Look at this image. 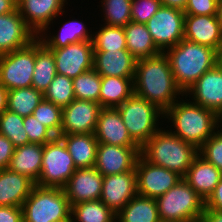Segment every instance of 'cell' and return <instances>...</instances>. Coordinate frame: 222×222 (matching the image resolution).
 Returning a JSON list of instances; mask_svg holds the SVG:
<instances>
[{
	"label": "cell",
	"instance_id": "6da1fadb",
	"mask_svg": "<svg viewBox=\"0 0 222 222\" xmlns=\"http://www.w3.org/2000/svg\"><path fill=\"white\" fill-rule=\"evenodd\" d=\"M134 94L155 104L165 112L184 96L176 85L169 60L164 52L136 60ZM178 96V97H177Z\"/></svg>",
	"mask_w": 222,
	"mask_h": 222
},
{
	"label": "cell",
	"instance_id": "7a4b0ae2",
	"mask_svg": "<svg viewBox=\"0 0 222 222\" xmlns=\"http://www.w3.org/2000/svg\"><path fill=\"white\" fill-rule=\"evenodd\" d=\"M188 99L177 100L164 112V118L171 121L176 129L170 132L183 141L199 149L219 128V116L208 108H204Z\"/></svg>",
	"mask_w": 222,
	"mask_h": 222
},
{
	"label": "cell",
	"instance_id": "3957f363",
	"mask_svg": "<svg viewBox=\"0 0 222 222\" xmlns=\"http://www.w3.org/2000/svg\"><path fill=\"white\" fill-rule=\"evenodd\" d=\"M217 51L186 39L164 51L176 85L185 93L205 72L216 66Z\"/></svg>",
	"mask_w": 222,
	"mask_h": 222
},
{
	"label": "cell",
	"instance_id": "277c9868",
	"mask_svg": "<svg viewBox=\"0 0 222 222\" xmlns=\"http://www.w3.org/2000/svg\"><path fill=\"white\" fill-rule=\"evenodd\" d=\"M162 129L141 147L140 155L152 165L167 168L183 178L198 155V149Z\"/></svg>",
	"mask_w": 222,
	"mask_h": 222
},
{
	"label": "cell",
	"instance_id": "5b68a950",
	"mask_svg": "<svg viewBox=\"0 0 222 222\" xmlns=\"http://www.w3.org/2000/svg\"><path fill=\"white\" fill-rule=\"evenodd\" d=\"M22 209L23 222H70L71 206L63 188L35 185Z\"/></svg>",
	"mask_w": 222,
	"mask_h": 222
},
{
	"label": "cell",
	"instance_id": "8992f818",
	"mask_svg": "<svg viewBox=\"0 0 222 222\" xmlns=\"http://www.w3.org/2000/svg\"><path fill=\"white\" fill-rule=\"evenodd\" d=\"M132 140L141 148L159 128L164 112L155 104L133 94L116 107Z\"/></svg>",
	"mask_w": 222,
	"mask_h": 222
},
{
	"label": "cell",
	"instance_id": "52a82bcc",
	"mask_svg": "<svg viewBox=\"0 0 222 222\" xmlns=\"http://www.w3.org/2000/svg\"><path fill=\"white\" fill-rule=\"evenodd\" d=\"M159 219L200 222L205 201L182 178L165 194L156 198Z\"/></svg>",
	"mask_w": 222,
	"mask_h": 222
},
{
	"label": "cell",
	"instance_id": "ba28073f",
	"mask_svg": "<svg viewBox=\"0 0 222 222\" xmlns=\"http://www.w3.org/2000/svg\"><path fill=\"white\" fill-rule=\"evenodd\" d=\"M76 169L64 142L55 137L43 145L41 173L35 185L63 188Z\"/></svg>",
	"mask_w": 222,
	"mask_h": 222
},
{
	"label": "cell",
	"instance_id": "9c48e42d",
	"mask_svg": "<svg viewBox=\"0 0 222 222\" xmlns=\"http://www.w3.org/2000/svg\"><path fill=\"white\" fill-rule=\"evenodd\" d=\"M35 66V40L24 48L0 55V83L7 89L30 87Z\"/></svg>",
	"mask_w": 222,
	"mask_h": 222
},
{
	"label": "cell",
	"instance_id": "30bf717a",
	"mask_svg": "<svg viewBox=\"0 0 222 222\" xmlns=\"http://www.w3.org/2000/svg\"><path fill=\"white\" fill-rule=\"evenodd\" d=\"M185 13L183 10L161 6L146 22L155 45L164 52L184 38Z\"/></svg>",
	"mask_w": 222,
	"mask_h": 222
},
{
	"label": "cell",
	"instance_id": "8fae6325",
	"mask_svg": "<svg viewBox=\"0 0 222 222\" xmlns=\"http://www.w3.org/2000/svg\"><path fill=\"white\" fill-rule=\"evenodd\" d=\"M135 172L138 195L154 199L165 194L182 179L167 168L152 165L141 155L137 159Z\"/></svg>",
	"mask_w": 222,
	"mask_h": 222
},
{
	"label": "cell",
	"instance_id": "7c38bea8",
	"mask_svg": "<svg viewBox=\"0 0 222 222\" xmlns=\"http://www.w3.org/2000/svg\"><path fill=\"white\" fill-rule=\"evenodd\" d=\"M52 51L56 73L71 79L93 68V41H81L61 48H48Z\"/></svg>",
	"mask_w": 222,
	"mask_h": 222
},
{
	"label": "cell",
	"instance_id": "4fadbf2b",
	"mask_svg": "<svg viewBox=\"0 0 222 222\" xmlns=\"http://www.w3.org/2000/svg\"><path fill=\"white\" fill-rule=\"evenodd\" d=\"M65 3L67 0H17V8L27 26L39 36L47 34L50 23L65 12Z\"/></svg>",
	"mask_w": 222,
	"mask_h": 222
},
{
	"label": "cell",
	"instance_id": "5bb4252c",
	"mask_svg": "<svg viewBox=\"0 0 222 222\" xmlns=\"http://www.w3.org/2000/svg\"><path fill=\"white\" fill-rule=\"evenodd\" d=\"M101 109L99 103L74 99L62 109L60 134H94Z\"/></svg>",
	"mask_w": 222,
	"mask_h": 222
},
{
	"label": "cell",
	"instance_id": "9a60e30c",
	"mask_svg": "<svg viewBox=\"0 0 222 222\" xmlns=\"http://www.w3.org/2000/svg\"><path fill=\"white\" fill-rule=\"evenodd\" d=\"M139 146H117L99 143L94 168L103 176L135 170Z\"/></svg>",
	"mask_w": 222,
	"mask_h": 222
},
{
	"label": "cell",
	"instance_id": "2e32d148",
	"mask_svg": "<svg viewBox=\"0 0 222 222\" xmlns=\"http://www.w3.org/2000/svg\"><path fill=\"white\" fill-rule=\"evenodd\" d=\"M137 194L135 170L103 177L100 200L114 213L117 214Z\"/></svg>",
	"mask_w": 222,
	"mask_h": 222
},
{
	"label": "cell",
	"instance_id": "e0dca14e",
	"mask_svg": "<svg viewBox=\"0 0 222 222\" xmlns=\"http://www.w3.org/2000/svg\"><path fill=\"white\" fill-rule=\"evenodd\" d=\"M103 177L94 167L76 169L63 187L70 206L83 201L100 200Z\"/></svg>",
	"mask_w": 222,
	"mask_h": 222
},
{
	"label": "cell",
	"instance_id": "ac0fdd59",
	"mask_svg": "<svg viewBox=\"0 0 222 222\" xmlns=\"http://www.w3.org/2000/svg\"><path fill=\"white\" fill-rule=\"evenodd\" d=\"M192 102L213 110L218 116L222 113V72L217 66L205 72L188 90ZM192 97H191V96Z\"/></svg>",
	"mask_w": 222,
	"mask_h": 222
},
{
	"label": "cell",
	"instance_id": "d6986e66",
	"mask_svg": "<svg viewBox=\"0 0 222 222\" xmlns=\"http://www.w3.org/2000/svg\"><path fill=\"white\" fill-rule=\"evenodd\" d=\"M36 38L18 8L11 13L0 15V55L24 48Z\"/></svg>",
	"mask_w": 222,
	"mask_h": 222
},
{
	"label": "cell",
	"instance_id": "ffe728a7",
	"mask_svg": "<svg viewBox=\"0 0 222 222\" xmlns=\"http://www.w3.org/2000/svg\"><path fill=\"white\" fill-rule=\"evenodd\" d=\"M184 39L218 51L222 47V27L217 15H185Z\"/></svg>",
	"mask_w": 222,
	"mask_h": 222
},
{
	"label": "cell",
	"instance_id": "44dd1931",
	"mask_svg": "<svg viewBox=\"0 0 222 222\" xmlns=\"http://www.w3.org/2000/svg\"><path fill=\"white\" fill-rule=\"evenodd\" d=\"M94 135L99 143L138 146L129 135L116 108H102L100 110Z\"/></svg>",
	"mask_w": 222,
	"mask_h": 222
},
{
	"label": "cell",
	"instance_id": "7402d4cb",
	"mask_svg": "<svg viewBox=\"0 0 222 222\" xmlns=\"http://www.w3.org/2000/svg\"><path fill=\"white\" fill-rule=\"evenodd\" d=\"M136 60L127 49L94 51L93 69L100 76L134 77Z\"/></svg>",
	"mask_w": 222,
	"mask_h": 222
},
{
	"label": "cell",
	"instance_id": "603a6c76",
	"mask_svg": "<svg viewBox=\"0 0 222 222\" xmlns=\"http://www.w3.org/2000/svg\"><path fill=\"white\" fill-rule=\"evenodd\" d=\"M221 177L222 172L198 154L183 179L206 201Z\"/></svg>",
	"mask_w": 222,
	"mask_h": 222
},
{
	"label": "cell",
	"instance_id": "cb8c5ba5",
	"mask_svg": "<svg viewBox=\"0 0 222 222\" xmlns=\"http://www.w3.org/2000/svg\"><path fill=\"white\" fill-rule=\"evenodd\" d=\"M35 182L8 168L0 170V206L22 207Z\"/></svg>",
	"mask_w": 222,
	"mask_h": 222
},
{
	"label": "cell",
	"instance_id": "d4e9b609",
	"mask_svg": "<svg viewBox=\"0 0 222 222\" xmlns=\"http://www.w3.org/2000/svg\"><path fill=\"white\" fill-rule=\"evenodd\" d=\"M76 168L94 167L99 142L94 134H60Z\"/></svg>",
	"mask_w": 222,
	"mask_h": 222
},
{
	"label": "cell",
	"instance_id": "484cf974",
	"mask_svg": "<svg viewBox=\"0 0 222 222\" xmlns=\"http://www.w3.org/2000/svg\"><path fill=\"white\" fill-rule=\"evenodd\" d=\"M43 157V145L28 143L15 148L8 169L38 181Z\"/></svg>",
	"mask_w": 222,
	"mask_h": 222
},
{
	"label": "cell",
	"instance_id": "4316f807",
	"mask_svg": "<svg viewBox=\"0 0 222 222\" xmlns=\"http://www.w3.org/2000/svg\"><path fill=\"white\" fill-rule=\"evenodd\" d=\"M134 77L101 76L99 104L116 108L134 94Z\"/></svg>",
	"mask_w": 222,
	"mask_h": 222
},
{
	"label": "cell",
	"instance_id": "83f0119b",
	"mask_svg": "<svg viewBox=\"0 0 222 222\" xmlns=\"http://www.w3.org/2000/svg\"><path fill=\"white\" fill-rule=\"evenodd\" d=\"M127 50L136 58L154 57L162 51L155 45L146 24L130 22L123 27Z\"/></svg>",
	"mask_w": 222,
	"mask_h": 222
},
{
	"label": "cell",
	"instance_id": "f1b7e54d",
	"mask_svg": "<svg viewBox=\"0 0 222 222\" xmlns=\"http://www.w3.org/2000/svg\"><path fill=\"white\" fill-rule=\"evenodd\" d=\"M56 74L55 59L52 51L37 37L35 39V66L31 86L44 93Z\"/></svg>",
	"mask_w": 222,
	"mask_h": 222
},
{
	"label": "cell",
	"instance_id": "f546056e",
	"mask_svg": "<svg viewBox=\"0 0 222 222\" xmlns=\"http://www.w3.org/2000/svg\"><path fill=\"white\" fill-rule=\"evenodd\" d=\"M118 222H159L156 199L134 196L117 214Z\"/></svg>",
	"mask_w": 222,
	"mask_h": 222
},
{
	"label": "cell",
	"instance_id": "4dcf8cb0",
	"mask_svg": "<svg viewBox=\"0 0 222 222\" xmlns=\"http://www.w3.org/2000/svg\"><path fill=\"white\" fill-rule=\"evenodd\" d=\"M73 21H67L59 33L52 34H40L37 36L47 48H61L68 46L69 44L78 43L81 41L93 40V34L88 31L86 25L77 19ZM49 35V36H48ZM47 38V39H46Z\"/></svg>",
	"mask_w": 222,
	"mask_h": 222
},
{
	"label": "cell",
	"instance_id": "1f68e13d",
	"mask_svg": "<svg viewBox=\"0 0 222 222\" xmlns=\"http://www.w3.org/2000/svg\"><path fill=\"white\" fill-rule=\"evenodd\" d=\"M116 213L101 200L83 201L71 206V222H113Z\"/></svg>",
	"mask_w": 222,
	"mask_h": 222
},
{
	"label": "cell",
	"instance_id": "d6a6232c",
	"mask_svg": "<svg viewBox=\"0 0 222 222\" xmlns=\"http://www.w3.org/2000/svg\"><path fill=\"white\" fill-rule=\"evenodd\" d=\"M43 99V93L32 86L8 90L7 109L26 117L33 114Z\"/></svg>",
	"mask_w": 222,
	"mask_h": 222
},
{
	"label": "cell",
	"instance_id": "836d02e7",
	"mask_svg": "<svg viewBox=\"0 0 222 222\" xmlns=\"http://www.w3.org/2000/svg\"><path fill=\"white\" fill-rule=\"evenodd\" d=\"M0 134L7 137L15 148L30 143L24 129L23 117L8 109L0 115Z\"/></svg>",
	"mask_w": 222,
	"mask_h": 222
},
{
	"label": "cell",
	"instance_id": "e575fe53",
	"mask_svg": "<svg viewBox=\"0 0 222 222\" xmlns=\"http://www.w3.org/2000/svg\"><path fill=\"white\" fill-rule=\"evenodd\" d=\"M100 30L93 33L94 51L127 49L123 27L101 25Z\"/></svg>",
	"mask_w": 222,
	"mask_h": 222
},
{
	"label": "cell",
	"instance_id": "d590c367",
	"mask_svg": "<svg viewBox=\"0 0 222 222\" xmlns=\"http://www.w3.org/2000/svg\"><path fill=\"white\" fill-rule=\"evenodd\" d=\"M75 99L99 103L101 76L92 68L72 79Z\"/></svg>",
	"mask_w": 222,
	"mask_h": 222
},
{
	"label": "cell",
	"instance_id": "8d00e7d4",
	"mask_svg": "<svg viewBox=\"0 0 222 222\" xmlns=\"http://www.w3.org/2000/svg\"><path fill=\"white\" fill-rule=\"evenodd\" d=\"M43 95L46 101L63 109L75 99L72 79L65 75L56 74Z\"/></svg>",
	"mask_w": 222,
	"mask_h": 222
},
{
	"label": "cell",
	"instance_id": "74e56055",
	"mask_svg": "<svg viewBox=\"0 0 222 222\" xmlns=\"http://www.w3.org/2000/svg\"><path fill=\"white\" fill-rule=\"evenodd\" d=\"M105 25L124 27L131 19L132 0H102Z\"/></svg>",
	"mask_w": 222,
	"mask_h": 222
},
{
	"label": "cell",
	"instance_id": "f35d334b",
	"mask_svg": "<svg viewBox=\"0 0 222 222\" xmlns=\"http://www.w3.org/2000/svg\"><path fill=\"white\" fill-rule=\"evenodd\" d=\"M33 115L56 137L60 135L62 125V108L43 99L33 111Z\"/></svg>",
	"mask_w": 222,
	"mask_h": 222
},
{
	"label": "cell",
	"instance_id": "ab89813d",
	"mask_svg": "<svg viewBox=\"0 0 222 222\" xmlns=\"http://www.w3.org/2000/svg\"><path fill=\"white\" fill-rule=\"evenodd\" d=\"M198 154L222 172V130L218 129L198 149Z\"/></svg>",
	"mask_w": 222,
	"mask_h": 222
},
{
	"label": "cell",
	"instance_id": "60d3db41",
	"mask_svg": "<svg viewBox=\"0 0 222 222\" xmlns=\"http://www.w3.org/2000/svg\"><path fill=\"white\" fill-rule=\"evenodd\" d=\"M23 125L30 143L44 145L56 137L46 126L39 122L33 114L23 117Z\"/></svg>",
	"mask_w": 222,
	"mask_h": 222
},
{
	"label": "cell",
	"instance_id": "b9f144b4",
	"mask_svg": "<svg viewBox=\"0 0 222 222\" xmlns=\"http://www.w3.org/2000/svg\"><path fill=\"white\" fill-rule=\"evenodd\" d=\"M161 6L162 4L160 0H132V22L146 24V22L159 10Z\"/></svg>",
	"mask_w": 222,
	"mask_h": 222
},
{
	"label": "cell",
	"instance_id": "7bdbcfd3",
	"mask_svg": "<svg viewBox=\"0 0 222 222\" xmlns=\"http://www.w3.org/2000/svg\"><path fill=\"white\" fill-rule=\"evenodd\" d=\"M219 0H188L185 15H217Z\"/></svg>",
	"mask_w": 222,
	"mask_h": 222
},
{
	"label": "cell",
	"instance_id": "ee69618b",
	"mask_svg": "<svg viewBox=\"0 0 222 222\" xmlns=\"http://www.w3.org/2000/svg\"><path fill=\"white\" fill-rule=\"evenodd\" d=\"M15 147L12 142L0 134V170L8 168Z\"/></svg>",
	"mask_w": 222,
	"mask_h": 222
},
{
	"label": "cell",
	"instance_id": "f6af8a7d",
	"mask_svg": "<svg viewBox=\"0 0 222 222\" xmlns=\"http://www.w3.org/2000/svg\"><path fill=\"white\" fill-rule=\"evenodd\" d=\"M0 222H23L22 207L0 206Z\"/></svg>",
	"mask_w": 222,
	"mask_h": 222
},
{
	"label": "cell",
	"instance_id": "bcb514c9",
	"mask_svg": "<svg viewBox=\"0 0 222 222\" xmlns=\"http://www.w3.org/2000/svg\"><path fill=\"white\" fill-rule=\"evenodd\" d=\"M205 207L222 212V177L212 194L205 201Z\"/></svg>",
	"mask_w": 222,
	"mask_h": 222
},
{
	"label": "cell",
	"instance_id": "7dc6e473",
	"mask_svg": "<svg viewBox=\"0 0 222 222\" xmlns=\"http://www.w3.org/2000/svg\"><path fill=\"white\" fill-rule=\"evenodd\" d=\"M200 222H222V212L205 207Z\"/></svg>",
	"mask_w": 222,
	"mask_h": 222
},
{
	"label": "cell",
	"instance_id": "c3c4849f",
	"mask_svg": "<svg viewBox=\"0 0 222 222\" xmlns=\"http://www.w3.org/2000/svg\"><path fill=\"white\" fill-rule=\"evenodd\" d=\"M17 9V0H0V15L11 13Z\"/></svg>",
	"mask_w": 222,
	"mask_h": 222
},
{
	"label": "cell",
	"instance_id": "681fc988",
	"mask_svg": "<svg viewBox=\"0 0 222 222\" xmlns=\"http://www.w3.org/2000/svg\"><path fill=\"white\" fill-rule=\"evenodd\" d=\"M160 1L163 6L177 8L183 11L188 3V0H160Z\"/></svg>",
	"mask_w": 222,
	"mask_h": 222
},
{
	"label": "cell",
	"instance_id": "f907efd6",
	"mask_svg": "<svg viewBox=\"0 0 222 222\" xmlns=\"http://www.w3.org/2000/svg\"><path fill=\"white\" fill-rule=\"evenodd\" d=\"M8 90L0 83V115L7 110Z\"/></svg>",
	"mask_w": 222,
	"mask_h": 222
},
{
	"label": "cell",
	"instance_id": "816d5d0a",
	"mask_svg": "<svg viewBox=\"0 0 222 222\" xmlns=\"http://www.w3.org/2000/svg\"><path fill=\"white\" fill-rule=\"evenodd\" d=\"M216 66L222 72V47L216 53Z\"/></svg>",
	"mask_w": 222,
	"mask_h": 222
},
{
	"label": "cell",
	"instance_id": "f5cc1de1",
	"mask_svg": "<svg viewBox=\"0 0 222 222\" xmlns=\"http://www.w3.org/2000/svg\"><path fill=\"white\" fill-rule=\"evenodd\" d=\"M217 18H218V20L221 24V27H222V0H219V2H218Z\"/></svg>",
	"mask_w": 222,
	"mask_h": 222
},
{
	"label": "cell",
	"instance_id": "db71d44e",
	"mask_svg": "<svg viewBox=\"0 0 222 222\" xmlns=\"http://www.w3.org/2000/svg\"><path fill=\"white\" fill-rule=\"evenodd\" d=\"M218 124H220L219 125V128L222 130V113L219 115V121H218Z\"/></svg>",
	"mask_w": 222,
	"mask_h": 222
},
{
	"label": "cell",
	"instance_id": "11a10c76",
	"mask_svg": "<svg viewBox=\"0 0 222 222\" xmlns=\"http://www.w3.org/2000/svg\"><path fill=\"white\" fill-rule=\"evenodd\" d=\"M159 222H182V221L159 219Z\"/></svg>",
	"mask_w": 222,
	"mask_h": 222
}]
</instances>
